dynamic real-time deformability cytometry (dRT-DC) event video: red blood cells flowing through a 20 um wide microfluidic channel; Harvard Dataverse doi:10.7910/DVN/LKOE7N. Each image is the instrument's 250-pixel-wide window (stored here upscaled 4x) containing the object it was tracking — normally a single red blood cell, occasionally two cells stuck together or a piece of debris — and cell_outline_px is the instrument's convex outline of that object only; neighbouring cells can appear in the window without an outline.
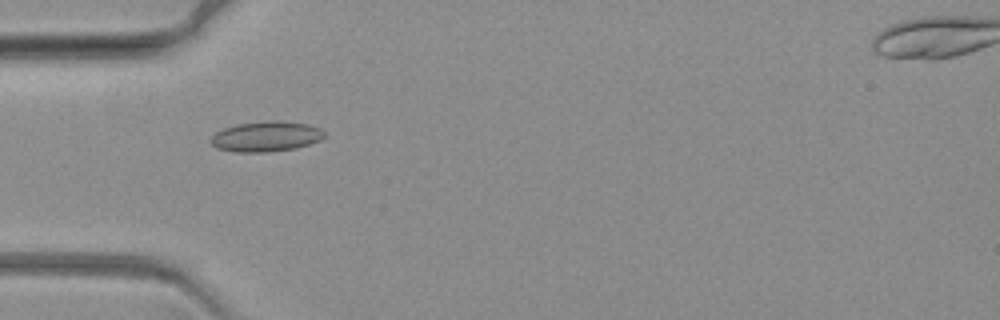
{"species": "common noctule bat (a hibernating species)", "species_latin": "Nyctalus noctula", "temperature_condition": "warm", "stored_images_in_passage": 48, "camera_frame_rate_fps": 3000, "um_per_image_px": 0.085, "animal": {"sex": "female", "body_mass_g": 19.3, "forearm_length_mm": 54.1}, "frame": {"image": 1, "passage_image": 1, "time_ms": 0.0, "image_size_px": [1000, 320], "cell_outline_px": [[324, 136], [320, 140], [296, 148], [264, 152], [232, 152], [216, 148], [208, 140], [216, 132], [224, 128], [236, 124], [268, 120], [276, 120], [308, 124], [320, 128], [324, 132]], "centroid_in_image_um": [22.58, 11.6], "position_along_channel_um": 62.4, "area_um2": 20.11}}
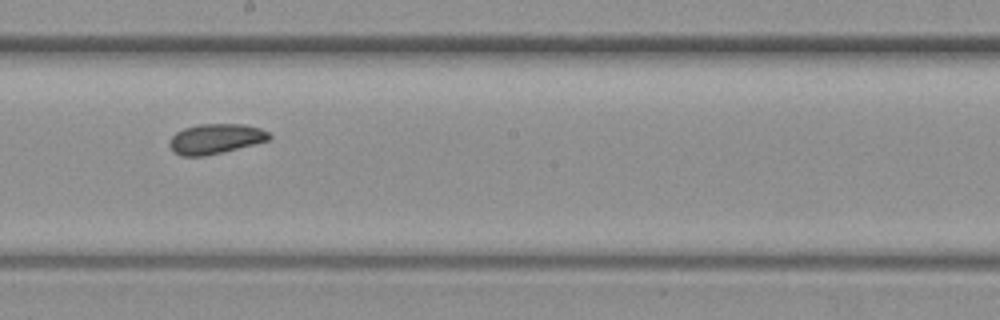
{"frame": {"image": 2, "passage_image": 18, "time_ms": 5.667, "image_size_px": [1000, 320], "cell_outline_px": [[272, 136], [268, 140], [204, 156], [180, 156], [172, 152], [168, 144], [172, 136], [176, 132], [184, 128], [200, 124], [244, 124], [260, 128], [268, 132]], "centroid_in_image_um": [18.27, 11.79], "position_along_channel_um": 229.9, "area_um2": 17.28}}
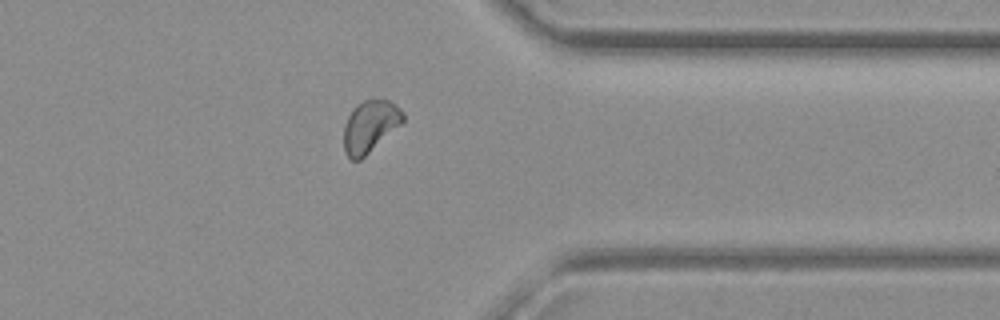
{"frame": {"image": 3, "passage_image": 34, "time_ms": 11.0, "image_size_px": [1000, 320], "cell_outline_px": [[404, 120], [400, 124], [360, 160], [352, 160], [344, 152], [344, 124], [352, 108], [364, 100], [372, 96], [376, 96], [388, 100], [400, 108], [404, 116]], "centroid_in_image_um": [31.43, 10.68], "position_along_channel_um": 380.0, "area_um2": 17.92}}